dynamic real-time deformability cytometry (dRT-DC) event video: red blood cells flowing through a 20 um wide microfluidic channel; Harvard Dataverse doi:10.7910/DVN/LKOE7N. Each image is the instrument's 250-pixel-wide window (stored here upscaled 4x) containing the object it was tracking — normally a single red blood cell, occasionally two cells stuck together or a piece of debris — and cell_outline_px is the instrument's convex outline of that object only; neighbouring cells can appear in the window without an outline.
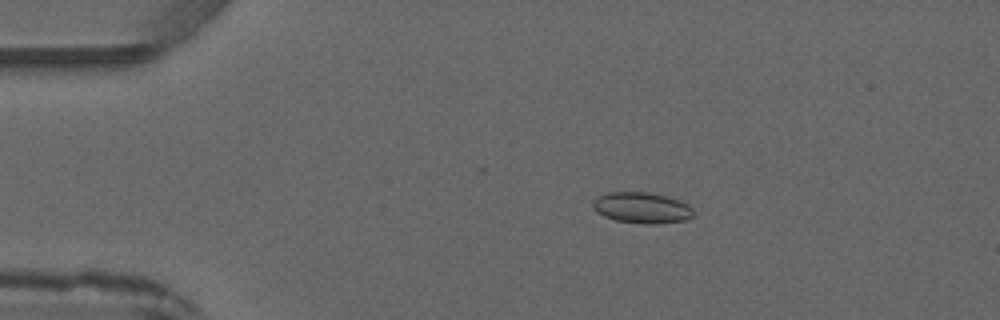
{"species": "common noctule bat (a hibernating species)", "species_latin": "Nyctalus noctula", "temperature_condition": "warm", "stored_images_in_passage": 2, "camera_frame_rate_fps": 3000, "um_per_image_px": 0.085, "animal": {"sex": "male", "forearm_length_mm": 52.5}, "frame": {"image": 1, "passage_image": 2, "time_ms": 1.667, "image_size_px": [1000, 320], "cell_outline_px": [[692, 216], [684, 220], [656, 224], [644, 224], [616, 220], [604, 216], [596, 212], [592, 208], [592, 204], [596, 196], [608, 192], [648, 192], [680, 200], [688, 204], [692, 208]], "centroid_in_image_um": [54.51, 17.65], "position_along_channel_um": 30.5, "area_um2": 18.15}}